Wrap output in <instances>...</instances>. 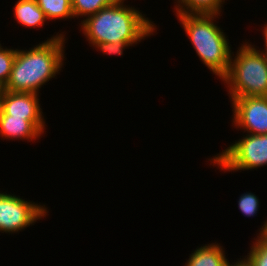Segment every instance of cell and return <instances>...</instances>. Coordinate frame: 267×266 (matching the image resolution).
Instances as JSON below:
<instances>
[{"mask_svg":"<svg viewBox=\"0 0 267 266\" xmlns=\"http://www.w3.org/2000/svg\"><path fill=\"white\" fill-rule=\"evenodd\" d=\"M244 42L238 47L235 56H233L234 52L231 53L229 70L221 79L224 85H227L230 99L267 96L265 52L251 42Z\"/></svg>","mask_w":267,"mask_h":266,"instance_id":"obj_4","label":"cell"},{"mask_svg":"<svg viewBox=\"0 0 267 266\" xmlns=\"http://www.w3.org/2000/svg\"><path fill=\"white\" fill-rule=\"evenodd\" d=\"M3 87H0V107H1V97H2V93H3Z\"/></svg>","mask_w":267,"mask_h":266,"instance_id":"obj_22","label":"cell"},{"mask_svg":"<svg viewBox=\"0 0 267 266\" xmlns=\"http://www.w3.org/2000/svg\"><path fill=\"white\" fill-rule=\"evenodd\" d=\"M262 35H263V40H264V49H262L264 52H265V55H266V57H267V31L265 30V29H263V31H262Z\"/></svg>","mask_w":267,"mask_h":266,"instance_id":"obj_20","label":"cell"},{"mask_svg":"<svg viewBox=\"0 0 267 266\" xmlns=\"http://www.w3.org/2000/svg\"><path fill=\"white\" fill-rule=\"evenodd\" d=\"M13 9L14 19L23 27L39 29L47 21L44 12L37 5L36 0H17Z\"/></svg>","mask_w":267,"mask_h":266,"instance_id":"obj_11","label":"cell"},{"mask_svg":"<svg viewBox=\"0 0 267 266\" xmlns=\"http://www.w3.org/2000/svg\"><path fill=\"white\" fill-rule=\"evenodd\" d=\"M48 207L22 199L10 192H0V232L19 233L46 217Z\"/></svg>","mask_w":267,"mask_h":266,"instance_id":"obj_6","label":"cell"},{"mask_svg":"<svg viewBox=\"0 0 267 266\" xmlns=\"http://www.w3.org/2000/svg\"><path fill=\"white\" fill-rule=\"evenodd\" d=\"M37 5L44 12L48 21L74 18L72 0H36Z\"/></svg>","mask_w":267,"mask_h":266,"instance_id":"obj_13","label":"cell"},{"mask_svg":"<svg viewBox=\"0 0 267 266\" xmlns=\"http://www.w3.org/2000/svg\"><path fill=\"white\" fill-rule=\"evenodd\" d=\"M118 0H72V12L74 18H82L94 15L99 10L108 7Z\"/></svg>","mask_w":267,"mask_h":266,"instance_id":"obj_14","label":"cell"},{"mask_svg":"<svg viewBox=\"0 0 267 266\" xmlns=\"http://www.w3.org/2000/svg\"><path fill=\"white\" fill-rule=\"evenodd\" d=\"M232 124L247 134H267V96L231 99Z\"/></svg>","mask_w":267,"mask_h":266,"instance_id":"obj_7","label":"cell"},{"mask_svg":"<svg viewBox=\"0 0 267 266\" xmlns=\"http://www.w3.org/2000/svg\"><path fill=\"white\" fill-rule=\"evenodd\" d=\"M228 266H250L247 261L244 258H240V260L238 259V261L236 262H232V264H228Z\"/></svg>","mask_w":267,"mask_h":266,"instance_id":"obj_19","label":"cell"},{"mask_svg":"<svg viewBox=\"0 0 267 266\" xmlns=\"http://www.w3.org/2000/svg\"><path fill=\"white\" fill-rule=\"evenodd\" d=\"M38 93L12 92L3 90L1 97L0 114H7L12 117L26 118L42 134L46 132L45 118L42 115V107Z\"/></svg>","mask_w":267,"mask_h":266,"instance_id":"obj_8","label":"cell"},{"mask_svg":"<svg viewBox=\"0 0 267 266\" xmlns=\"http://www.w3.org/2000/svg\"><path fill=\"white\" fill-rule=\"evenodd\" d=\"M0 137L3 140H27L42 138V133L26 118L0 114Z\"/></svg>","mask_w":267,"mask_h":266,"instance_id":"obj_9","label":"cell"},{"mask_svg":"<svg viewBox=\"0 0 267 266\" xmlns=\"http://www.w3.org/2000/svg\"><path fill=\"white\" fill-rule=\"evenodd\" d=\"M181 0H175V4L177 5Z\"/></svg>","mask_w":267,"mask_h":266,"instance_id":"obj_24","label":"cell"},{"mask_svg":"<svg viewBox=\"0 0 267 266\" xmlns=\"http://www.w3.org/2000/svg\"><path fill=\"white\" fill-rule=\"evenodd\" d=\"M263 28L267 31V23L264 24Z\"/></svg>","mask_w":267,"mask_h":266,"instance_id":"obj_23","label":"cell"},{"mask_svg":"<svg viewBox=\"0 0 267 266\" xmlns=\"http://www.w3.org/2000/svg\"><path fill=\"white\" fill-rule=\"evenodd\" d=\"M16 50L7 47L4 48L0 43V87H4L10 77Z\"/></svg>","mask_w":267,"mask_h":266,"instance_id":"obj_16","label":"cell"},{"mask_svg":"<svg viewBox=\"0 0 267 266\" xmlns=\"http://www.w3.org/2000/svg\"><path fill=\"white\" fill-rule=\"evenodd\" d=\"M124 2L118 0L81 20V32L92 47L100 42L140 43L157 32L154 21L149 20L139 9L124 5Z\"/></svg>","mask_w":267,"mask_h":266,"instance_id":"obj_2","label":"cell"},{"mask_svg":"<svg viewBox=\"0 0 267 266\" xmlns=\"http://www.w3.org/2000/svg\"><path fill=\"white\" fill-rule=\"evenodd\" d=\"M225 0H181L174 5L175 14H218L222 12Z\"/></svg>","mask_w":267,"mask_h":266,"instance_id":"obj_12","label":"cell"},{"mask_svg":"<svg viewBox=\"0 0 267 266\" xmlns=\"http://www.w3.org/2000/svg\"><path fill=\"white\" fill-rule=\"evenodd\" d=\"M238 209L246 217H255L260 208L259 198L252 192H246L240 195Z\"/></svg>","mask_w":267,"mask_h":266,"instance_id":"obj_17","label":"cell"},{"mask_svg":"<svg viewBox=\"0 0 267 266\" xmlns=\"http://www.w3.org/2000/svg\"><path fill=\"white\" fill-rule=\"evenodd\" d=\"M209 165L218 166L224 172H240L267 166V134H246L231 143L213 158Z\"/></svg>","mask_w":267,"mask_h":266,"instance_id":"obj_5","label":"cell"},{"mask_svg":"<svg viewBox=\"0 0 267 266\" xmlns=\"http://www.w3.org/2000/svg\"><path fill=\"white\" fill-rule=\"evenodd\" d=\"M263 223H264V225L261 226L260 229H258L259 230V233H257V234H262V235H264L267 238V220L264 221Z\"/></svg>","mask_w":267,"mask_h":266,"instance_id":"obj_21","label":"cell"},{"mask_svg":"<svg viewBox=\"0 0 267 266\" xmlns=\"http://www.w3.org/2000/svg\"><path fill=\"white\" fill-rule=\"evenodd\" d=\"M250 246V251L243 258L250 266H267V238L258 234Z\"/></svg>","mask_w":267,"mask_h":266,"instance_id":"obj_15","label":"cell"},{"mask_svg":"<svg viewBox=\"0 0 267 266\" xmlns=\"http://www.w3.org/2000/svg\"><path fill=\"white\" fill-rule=\"evenodd\" d=\"M200 61L221 80L228 72L231 47L215 22L218 14H176Z\"/></svg>","mask_w":267,"mask_h":266,"instance_id":"obj_3","label":"cell"},{"mask_svg":"<svg viewBox=\"0 0 267 266\" xmlns=\"http://www.w3.org/2000/svg\"><path fill=\"white\" fill-rule=\"evenodd\" d=\"M65 41V33L58 32L29 50L17 49L10 77L3 89L39 94L40 88L62 70Z\"/></svg>","mask_w":267,"mask_h":266,"instance_id":"obj_1","label":"cell"},{"mask_svg":"<svg viewBox=\"0 0 267 266\" xmlns=\"http://www.w3.org/2000/svg\"><path fill=\"white\" fill-rule=\"evenodd\" d=\"M220 243H207L197 247L184 266H228L230 263Z\"/></svg>","mask_w":267,"mask_h":266,"instance_id":"obj_10","label":"cell"},{"mask_svg":"<svg viewBox=\"0 0 267 266\" xmlns=\"http://www.w3.org/2000/svg\"><path fill=\"white\" fill-rule=\"evenodd\" d=\"M138 43H125V42H114V43H105V42H100L97 43L94 48L103 54L107 55H119L123 56V51L125 48L132 47Z\"/></svg>","mask_w":267,"mask_h":266,"instance_id":"obj_18","label":"cell"}]
</instances>
